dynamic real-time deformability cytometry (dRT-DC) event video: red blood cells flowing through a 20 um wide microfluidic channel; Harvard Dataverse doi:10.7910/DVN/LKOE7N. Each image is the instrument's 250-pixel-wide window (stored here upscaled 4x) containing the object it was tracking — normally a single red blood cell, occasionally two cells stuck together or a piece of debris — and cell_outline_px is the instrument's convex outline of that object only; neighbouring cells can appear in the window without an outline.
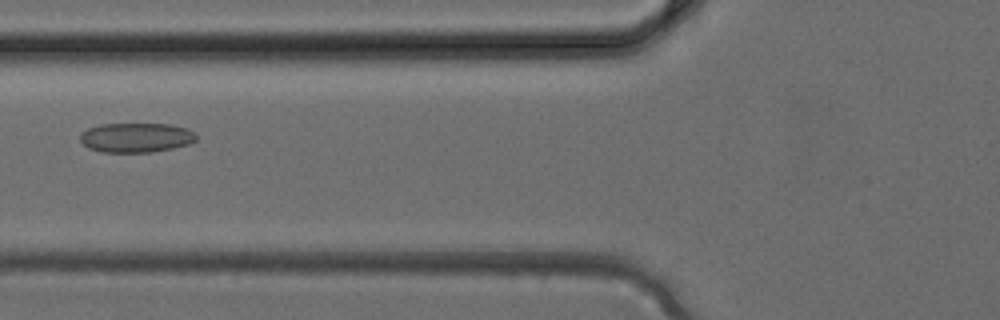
{"species": "common noctule bat (a hibernating species)", "species_latin": "Nyctalus noctula", "temperature_condition": "cold", "stored_images_in_passage": 4, "camera_frame_rate_fps": 3000, "um_per_image_px": 0.085, "animal": {"sex": "female", "body_mass_g": 24.6, "forearm_length_mm": 56.2}, "frame": {"image": 1, "passage_image": 4, "time_ms": 1.0, "image_size_px": [1000, 320], "cell_outline_px": [[196, 140], [188, 144], [172, 148], [152, 152], [104, 152], [88, 148], [80, 140], [80, 136], [88, 128], [100, 124], [172, 124], [188, 128], [196, 132]], "centroid_in_image_um": [11.61, 11.69], "position_along_channel_um": 114.2, "area_um2": 20.0}}